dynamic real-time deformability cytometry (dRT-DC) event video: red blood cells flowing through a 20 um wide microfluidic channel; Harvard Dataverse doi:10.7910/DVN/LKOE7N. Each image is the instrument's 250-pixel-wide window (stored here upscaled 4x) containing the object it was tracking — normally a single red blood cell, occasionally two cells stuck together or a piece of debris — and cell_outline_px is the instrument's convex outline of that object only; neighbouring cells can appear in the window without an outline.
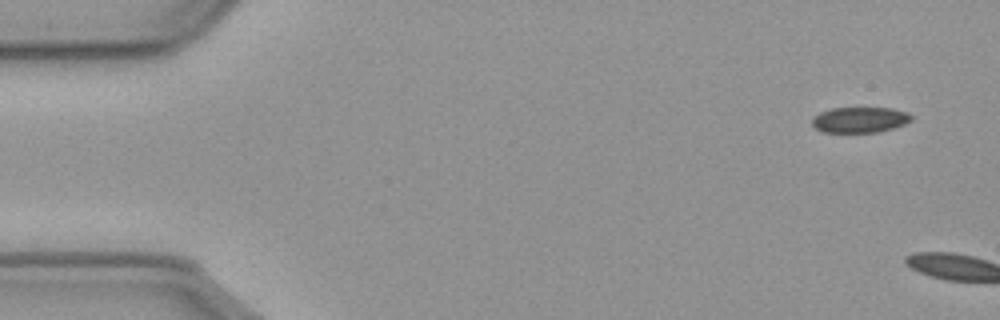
{"species": "common noctule bat (a hibernating species)", "species_latin": "Nyctalus noctula", "temperature_condition": "cold", "stored_images_in_passage": 4, "camera_frame_rate_fps": 3000, "um_per_image_px": 0.085, "animal": {"sex": "male", "body_mass_g": 23.1, "forearm_length_mm": 52.7}, "frame": {"image": 1, "passage_image": 1, "time_ms": 0.0, "image_size_px": [1000, 320], "cell_outline_px": [[912, 120], [904, 124], [880, 132], [824, 132], [816, 128], [812, 124], [812, 120], [820, 112], [832, 108], [892, 108], [908, 112], [912, 116]], "centroid_in_image_um": [73.12, 10.18], "position_along_channel_um": 11.9, "area_um2": 14.74}}